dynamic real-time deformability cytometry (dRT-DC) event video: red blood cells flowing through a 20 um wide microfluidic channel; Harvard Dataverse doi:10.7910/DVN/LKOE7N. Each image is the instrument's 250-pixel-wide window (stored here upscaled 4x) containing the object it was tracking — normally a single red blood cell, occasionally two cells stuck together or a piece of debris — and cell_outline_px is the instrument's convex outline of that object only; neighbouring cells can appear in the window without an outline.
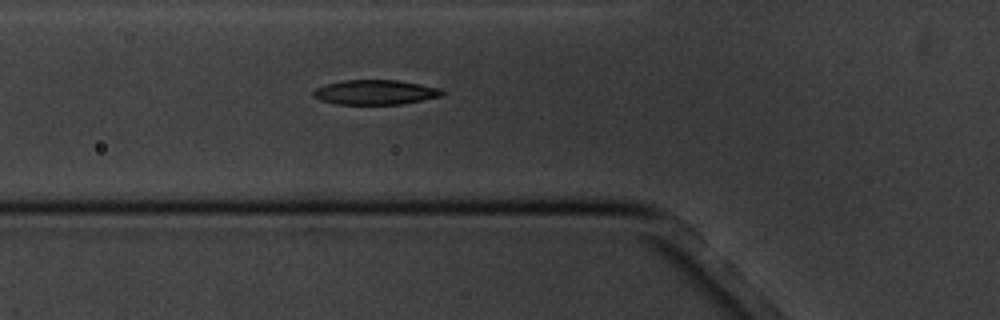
{"species": "common noctule bat (a hibernating species)", "species_latin": "Nyctalus noctula", "temperature_condition": "cold", "stored_images_in_passage": 6, "camera_frame_rate_fps": 3000, "um_per_image_px": 0.085, "animal": {"sex": "male", "body_mass_g": 20.1, "forearm_length_mm": 53.5}, "frame": {"image": 1, "passage_image": 6, "time_ms": 5.667, "image_size_px": [1000, 320], "cell_outline_px": [[444, 92], [440, 96], [424, 100], [400, 104], [336, 104], [320, 100], [312, 96], [312, 92], [316, 88], [324, 84], [344, 80], [396, 80], [420, 84], [440, 88]], "centroid_in_image_um": [31.86, 7.84], "position_along_channel_um": 93.9, "area_um2": 18.55}}